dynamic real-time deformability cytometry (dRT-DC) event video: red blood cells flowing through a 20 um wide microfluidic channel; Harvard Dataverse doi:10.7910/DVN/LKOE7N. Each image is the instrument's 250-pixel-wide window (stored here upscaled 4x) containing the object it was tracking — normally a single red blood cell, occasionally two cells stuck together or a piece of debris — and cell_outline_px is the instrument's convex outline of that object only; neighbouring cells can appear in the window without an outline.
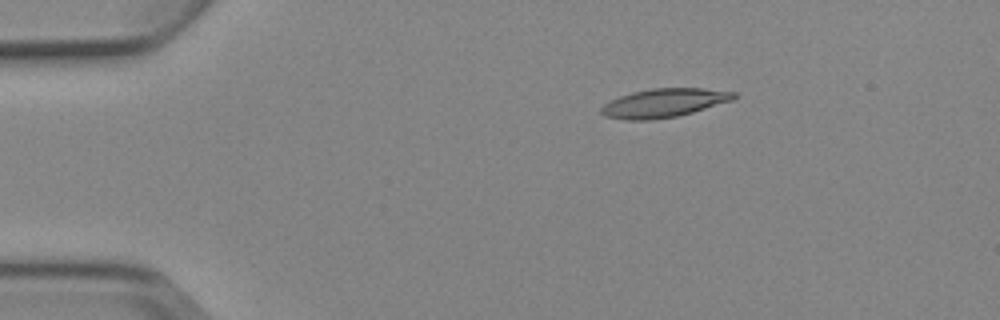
{"species": "Egyptian fruit bat (a non-hibernating species)", "species_latin": "Rousettus aegyptiacus", "temperature_condition": "cold", "stored_images_in_passage": 4, "camera_frame_rate_fps": 3000, "um_per_image_px": 0.085, "animal": {"sex": "female"}, "frame": {"image": 1, "passage_image": 2, "time_ms": 2.0, "image_size_px": [1000, 320], "cell_outline_px": [[736, 96], [732, 100], [692, 112], [676, 116], [652, 120], [628, 120], [604, 116], [600, 112], [600, 108], [604, 104], [620, 96], [632, 92], [652, 88], [704, 88], [736, 92]], "centroid_in_image_um": [56.41, 8.75], "position_along_channel_um": 28.6, "area_um2": 22.02}}
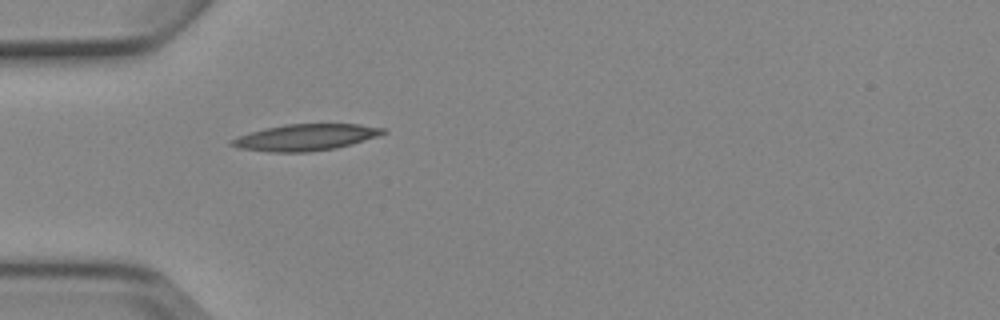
{"frame": {"image": 2, "passage_image": 4, "time_ms": 4.333, "image_size_px": [1000, 320], "cell_outline_px": [[388, 132], [380, 136], [352, 144], [336, 148], [308, 152], [268, 152], [240, 148], [228, 144], [228, 140], [264, 128], [284, 124], [360, 124], [384, 128]], "centroid_in_image_um": [26.0, 11.67], "position_along_channel_um": 59.0, "area_um2": 23.47}}